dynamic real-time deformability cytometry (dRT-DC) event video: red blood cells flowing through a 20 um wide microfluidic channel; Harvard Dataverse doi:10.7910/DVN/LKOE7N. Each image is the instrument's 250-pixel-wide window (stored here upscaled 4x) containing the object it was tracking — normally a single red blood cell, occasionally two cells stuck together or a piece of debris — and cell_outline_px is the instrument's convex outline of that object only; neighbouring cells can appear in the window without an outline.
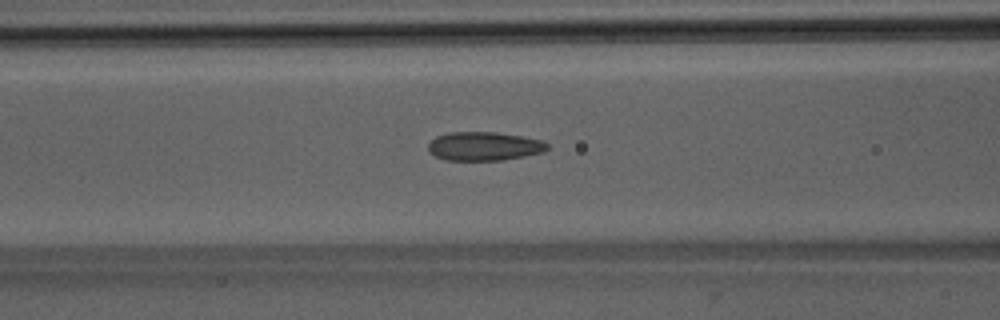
{"species": "Egyptian fruit bat (a non-hibernating species)", "species_latin": "Rousettus aegyptiacus", "temperature_condition": "room temperature", "stored_images_in_passage": 50, "camera_frame_rate_fps": 3000, "um_per_image_px": 0.085, "animal": {"sex": "male"}, "frame": {"image": 1, "passage_image": 20, "time_ms": 6.333, "image_size_px": [1000, 320], "cell_outline_px": [[548, 148], [544, 152], [524, 156], [500, 160], [448, 160], [436, 156], [428, 152], [428, 144], [436, 136], [448, 132], [496, 132], [544, 140], [548, 144]], "centroid_in_image_um": [41.15, 12.42], "position_along_channel_um": 125.4, "area_um2": 19.94}}
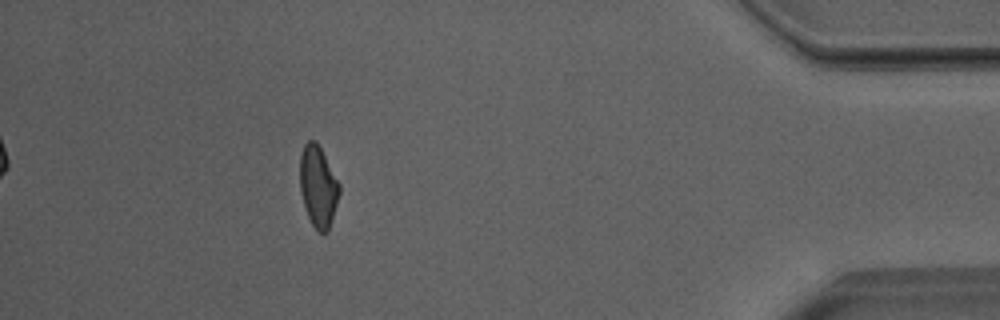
{"frame": {"image": 2, "passage_image": 45, "time_ms": 14.667, "image_size_px": [1000, 320], "cell_outline_px": [[340, 192], [328, 232], [316, 232], [308, 216], [300, 192], [300, 156], [304, 144], [308, 140], [316, 140], [340, 184]], "centroid_in_image_um": [27.03, 15.85], "position_along_channel_um": 408.2, "area_um2": 18.61}, "authors_computed_cell_mechanics": {"area_um2": 19.7387, "velocity_mm_per_s": 4.0159, "shape_relaxation_time_tau1_ms": 11.2555, "shape_relaxation_time_tau2_ms": 2.1939, "deformation_change_tau1": 0.2046, "deformation_change_tau2": 0.0915}}